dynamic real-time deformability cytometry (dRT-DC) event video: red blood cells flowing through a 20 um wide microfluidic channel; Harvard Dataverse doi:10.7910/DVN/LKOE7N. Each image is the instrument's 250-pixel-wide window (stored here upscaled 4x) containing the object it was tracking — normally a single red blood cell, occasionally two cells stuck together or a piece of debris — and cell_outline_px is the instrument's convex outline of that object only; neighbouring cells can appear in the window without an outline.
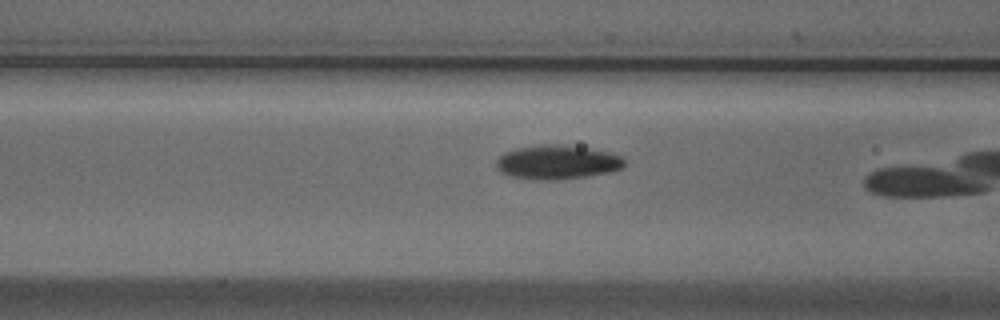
{"species": "Egyptian fruit bat (a non-hibernating species)", "species_latin": "Rousettus aegyptiacus", "temperature_condition": "cold", "stored_images_in_passage": 21, "camera_frame_rate_fps": 3000, "um_per_image_px": 0.085, "animal": {"sex": "male"}, "frame": {"image": 1, "passage_image": 15, "time_ms": 4.667, "image_size_px": [1000, 320], "cell_outline_px": [[624, 168], [612, 172], [588, 176], [556, 180], [536, 180], [508, 176], [500, 172], [496, 168], [496, 160], [504, 152], [516, 148], [540, 144], [556, 144], [588, 148], [608, 152], [624, 156]], "centroid_in_image_um": [47.36, 13.79], "position_along_channel_um": 119.2, "area_um2": 25.84}}
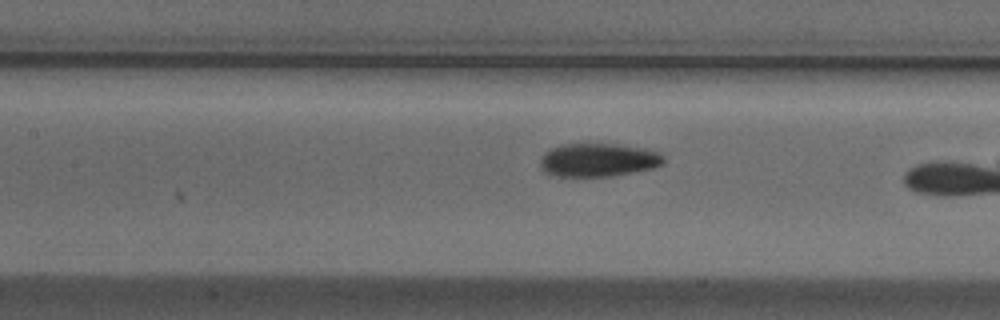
{"frame": {"image": 2, "passage_image": 18, "time_ms": 5.667, "image_size_px": [1000, 320], "cell_outline_px": [[664, 164], [652, 168], [636, 172], [616, 176], [548, 176], [540, 168], [540, 156], [544, 152], [560, 144], [624, 144], [644, 148], [660, 152], [664, 156]], "centroid_in_image_um": [50.84, 13.6], "position_along_channel_um": 156.6, "area_um2": 24.57}}